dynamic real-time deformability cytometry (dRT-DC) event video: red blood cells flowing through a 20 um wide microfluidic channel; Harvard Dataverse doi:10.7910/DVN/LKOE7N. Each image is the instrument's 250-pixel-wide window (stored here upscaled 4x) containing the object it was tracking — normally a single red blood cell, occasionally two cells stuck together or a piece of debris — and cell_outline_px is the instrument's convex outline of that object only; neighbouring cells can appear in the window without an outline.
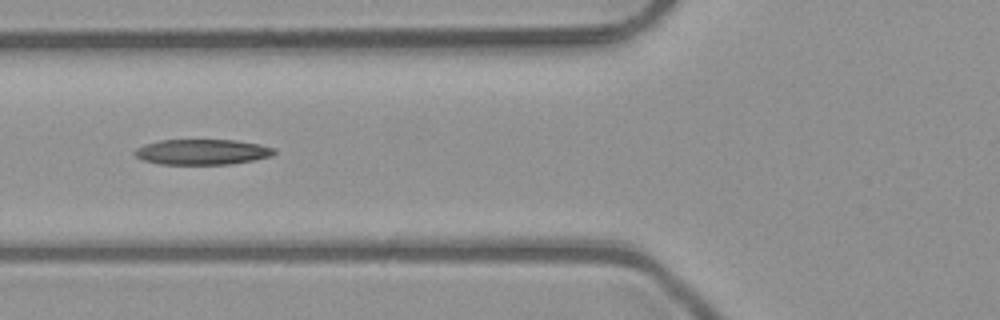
{"species": "common noctule bat (a hibernating species)", "species_latin": "Nyctalus noctula", "temperature_condition": "room temperature", "stored_images_in_passage": 5, "camera_frame_rate_fps": 3000, "um_per_image_px": 0.085, "animal": {"sex": "male", "body_mass_g": 23.1, "forearm_length_mm": 52.7}, "frame": {"image": 1, "passage_image": 5, "time_ms": 1.333, "image_size_px": [1000, 320], "cell_outline_px": [[276, 152], [272, 156], [232, 164], [160, 164], [140, 160], [132, 152], [136, 148], [144, 144], [160, 140], [232, 140], [260, 144], [272, 148]], "centroid_in_image_um": [17.13, 12.92], "position_along_channel_um": 108.7, "area_um2": 20.69}}